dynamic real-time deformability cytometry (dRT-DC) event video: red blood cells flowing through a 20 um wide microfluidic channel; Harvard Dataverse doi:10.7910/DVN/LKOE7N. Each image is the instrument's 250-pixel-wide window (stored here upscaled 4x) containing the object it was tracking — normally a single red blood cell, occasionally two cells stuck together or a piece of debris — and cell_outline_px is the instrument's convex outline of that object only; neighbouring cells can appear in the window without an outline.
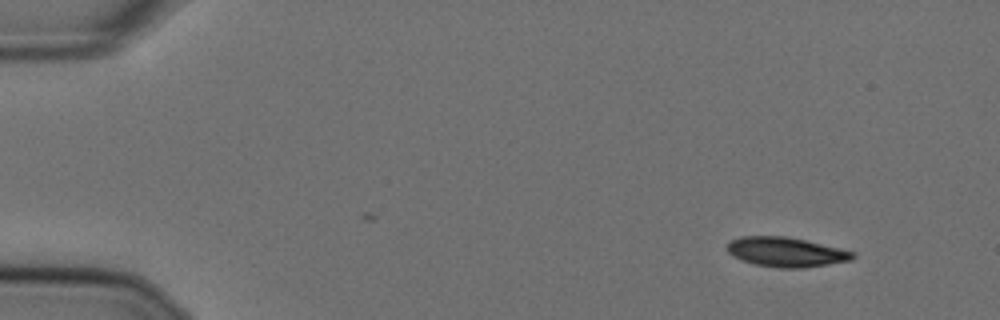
{"species": "Egyptian fruit bat (a non-hibernating species)", "species_latin": "Rousettus aegyptiacus", "temperature_condition": "cold", "stored_images_in_passage": 54, "camera_frame_rate_fps": 3000, "um_per_image_px": 0.085, "animal": {"sex": "female"}, "frame": {"image": 1, "passage_image": 3, "time_ms": 0.667, "image_size_px": [1000, 320], "cell_outline_px": [[856, 256], [852, 260], [804, 268], [780, 268], [756, 264], [732, 256], [728, 252], [728, 244], [732, 240], [740, 236], [788, 236], [840, 248], [856, 252]], "centroid_in_image_um": [66.86, 21.42], "position_along_channel_um": 18.1, "area_um2": 21.62}}
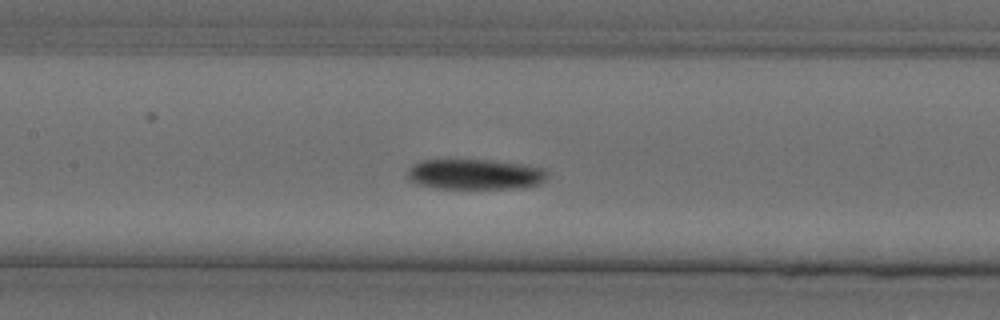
{"frame": {"image": 2, "passage_image": 24, "time_ms": 7.667, "image_size_px": [1000, 320], "cell_outline_px": [[548, 176], [540, 184], [524, 188], [436, 188], [416, 184], [408, 180], [404, 176], [408, 168], [412, 164], [420, 160], [492, 160], [524, 164], [544, 168], [548, 172]], "centroid_in_image_um": [40.35, 14.81], "position_along_channel_um": 167.1, "area_um2": 25.26}}
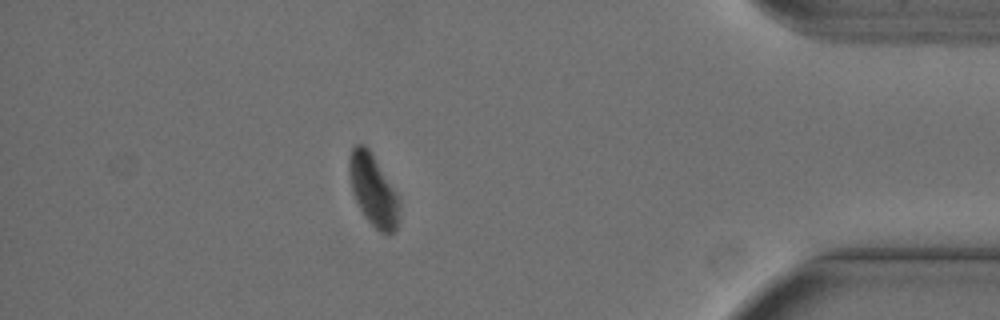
{"frame": {"image": 3, "passage_image": 47, "time_ms": 15.333, "image_size_px": [1000, 320], "cell_outline_px": [[400, 220], [396, 228], [392, 232], [380, 232], [364, 216], [356, 204], [352, 192], [348, 172], [348, 156], [352, 148], [356, 144], [364, 144], [368, 148], [396, 192], [400, 204]], "centroid_in_image_um": [31.7, 16.16], "position_along_channel_um": 403.5, "area_um2": 20.98}, "authors_computed_cell_mechanics": {"area_um2": 24.4783, "velocity_mm_per_s": 3.5862, "shape_relaxation_time_tau1_ms": 5.134, "shape_relaxation_time_tau2_ms": null, "deformation_change_tau1": 0.1202, "deformation_change_tau2": null}}